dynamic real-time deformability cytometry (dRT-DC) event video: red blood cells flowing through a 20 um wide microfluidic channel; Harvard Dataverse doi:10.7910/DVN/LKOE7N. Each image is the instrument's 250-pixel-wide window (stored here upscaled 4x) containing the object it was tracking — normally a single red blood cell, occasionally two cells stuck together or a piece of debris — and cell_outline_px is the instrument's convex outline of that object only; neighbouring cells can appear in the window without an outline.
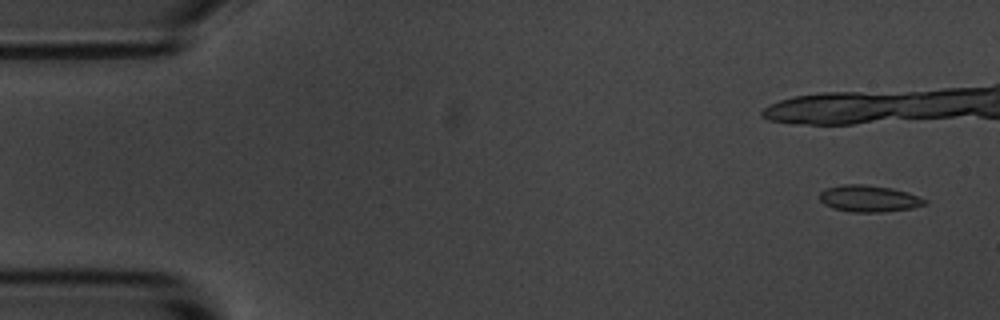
{"species": "common noctule bat (a hibernating species)", "species_latin": "Nyctalus noctula", "temperature_condition": "room temperature", "stored_images_in_passage": 6, "camera_frame_rate_fps": 3000, "um_per_image_px": 0.085, "animal": {"sex": "male", "body_mass_g": 20.1, "forearm_length_mm": 53.5}, "frame": {"image": 1, "passage_image": 1, "time_ms": 0.0, "image_size_px": [1000, 320], "cell_outline_px": [[928, 204], [912, 208], [884, 212], [852, 212], [832, 208], [824, 204], [820, 200], [820, 192], [828, 188], [844, 184], [864, 184], [892, 188], [908, 192], [928, 200]], "centroid_in_image_um": [73.9, 16.88], "position_along_channel_um": 11.1, "area_um2": 16.42}}